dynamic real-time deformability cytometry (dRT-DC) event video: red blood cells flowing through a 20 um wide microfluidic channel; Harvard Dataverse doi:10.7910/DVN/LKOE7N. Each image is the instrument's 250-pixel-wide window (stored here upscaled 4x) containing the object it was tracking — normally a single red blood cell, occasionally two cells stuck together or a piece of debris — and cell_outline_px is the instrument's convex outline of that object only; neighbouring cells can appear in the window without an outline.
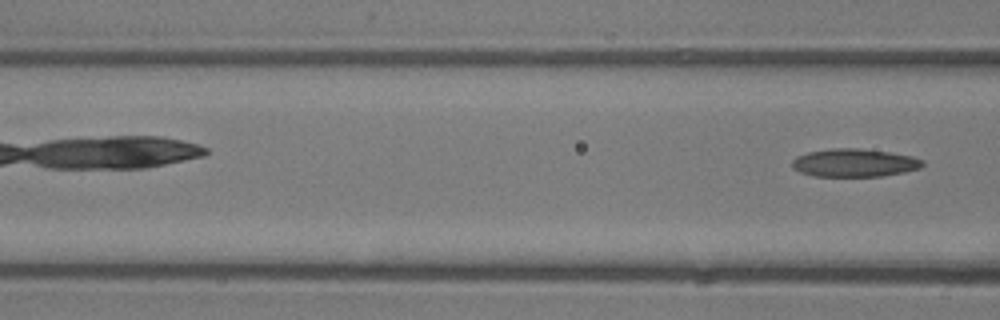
{"species": "common noctule bat (a hibernating species)", "species_latin": "Nyctalus noctula", "temperature_condition": "room temperature", "stored_images_in_passage": 4, "camera_frame_rate_fps": 3000, "um_per_image_px": 0.085, "animal": {"sex": "male", "body_mass_g": 13.3}, "frame": {"image": 1, "passage_image": 4, "time_ms": 4.333, "image_size_px": [1000, 320], "cell_outline_px": [[924, 164], [920, 168], [904, 172], [880, 176], [812, 176], [800, 172], [792, 168], [792, 160], [796, 156], [808, 152], [832, 148], [860, 148], [888, 152], [912, 156], [924, 160]], "centroid_in_image_um": [72.6, 13.83], "position_along_channel_um": 94.0, "area_um2": 21.39}}